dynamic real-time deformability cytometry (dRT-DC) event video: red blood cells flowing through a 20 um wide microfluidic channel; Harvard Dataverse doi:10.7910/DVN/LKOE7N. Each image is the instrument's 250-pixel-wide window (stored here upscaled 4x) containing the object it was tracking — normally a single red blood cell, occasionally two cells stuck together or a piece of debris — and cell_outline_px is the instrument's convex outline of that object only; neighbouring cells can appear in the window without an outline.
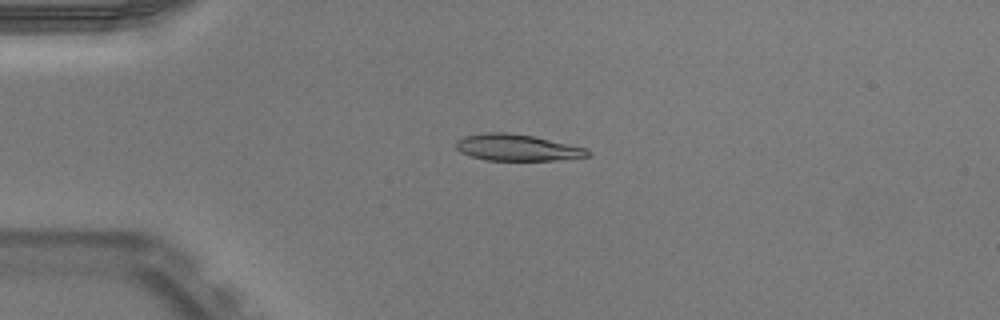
{"species": "Egyptian fruit bat (a non-hibernating species)", "species_latin": "Rousettus aegyptiacus", "temperature_condition": "warm", "stored_images_in_passage": 4, "camera_frame_rate_fps": 3000, "um_per_image_px": 0.085, "animal": {"sex": "male"}, "frame": {"image": 1, "passage_image": 1, "time_ms": 0.0, "image_size_px": [1000, 320], "cell_outline_px": [[592, 156], [556, 160], [488, 160], [472, 156], [460, 152], [456, 148], [456, 140], [464, 136], [484, 132], [508, 132], [532, 136], [584, 148], [592, 152]], "centroid_in_image_um": [43.93, 12.54], "position_along_channel_um": 41.1, "area_um2": 20.17}}